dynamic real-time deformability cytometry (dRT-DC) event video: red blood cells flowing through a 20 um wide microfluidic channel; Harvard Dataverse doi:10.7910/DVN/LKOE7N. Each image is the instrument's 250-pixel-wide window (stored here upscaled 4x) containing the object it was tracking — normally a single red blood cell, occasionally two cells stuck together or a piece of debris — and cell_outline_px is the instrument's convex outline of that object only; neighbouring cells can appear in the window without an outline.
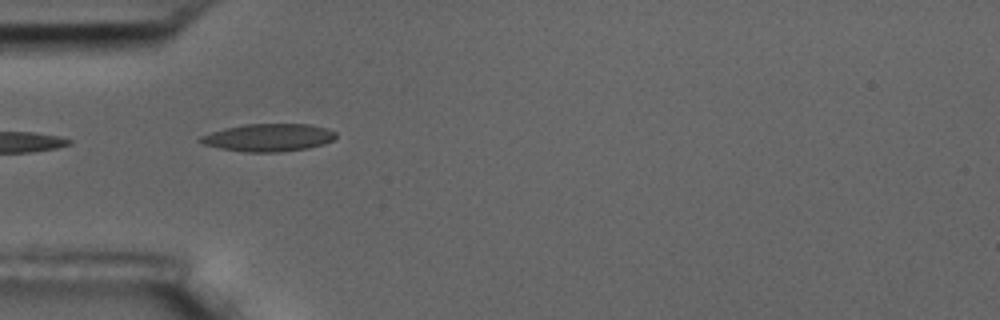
{"species": "common noctule bat (a hibernating species)", "species_latin": "Nyctalus noctula", "temperature_condition": "room temperature", "stored_images_in_passage": 5, "camera_frame_rate_fps": 3000, "um_per_image_px": 0.085, "animal": {"sex": "male", "body_mass_g": 17.5, "forearm_length_mm": 52.3}, "frame": {"image": 1, "passage_image": 2, "time_ms": 1.0, "image_size_px": [1000, 320], "cell_outline_px": [[336, 136], [332, 140], [324, 144], [308, 148], [280, 152], [244, 152], [220, 148], [204, 144], [196, 140], [200, 136], [224, 128], [244, 124], [312, 124], [328, 128], [336, 132]], "centroid_in_image_um": [22.83, 11.69], "position_along_channel_um": 62.2, "area_um2": 21.96}}
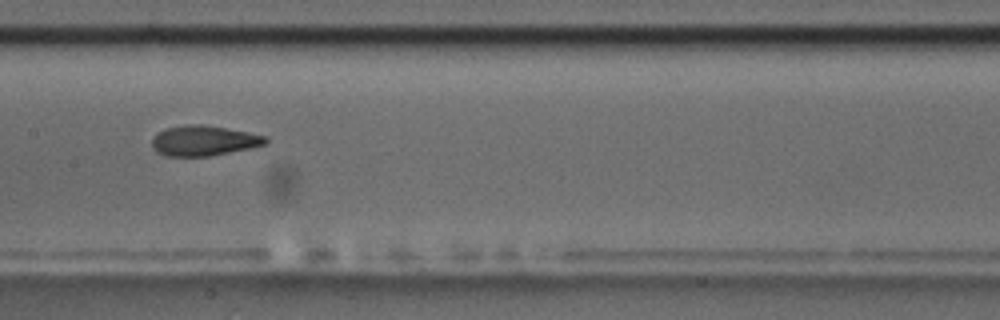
{"frame": {"image": 2, "passage_image": 5, "time_ms": 4.667, "image_size_px": [1000, 320], "cell_outline_px": [[268, 140], [264, 144], [252, 148], [212, 156], [164, 156], [156, 152], [152, 148], [152, 140], [164, 128], [188, 124], [204, 124], [248, 132], [268, 136]], "centroid_in_image_um": [17.33, 11.96], "position_along_channel_um": 190.1, "area_um2": 20.17}}